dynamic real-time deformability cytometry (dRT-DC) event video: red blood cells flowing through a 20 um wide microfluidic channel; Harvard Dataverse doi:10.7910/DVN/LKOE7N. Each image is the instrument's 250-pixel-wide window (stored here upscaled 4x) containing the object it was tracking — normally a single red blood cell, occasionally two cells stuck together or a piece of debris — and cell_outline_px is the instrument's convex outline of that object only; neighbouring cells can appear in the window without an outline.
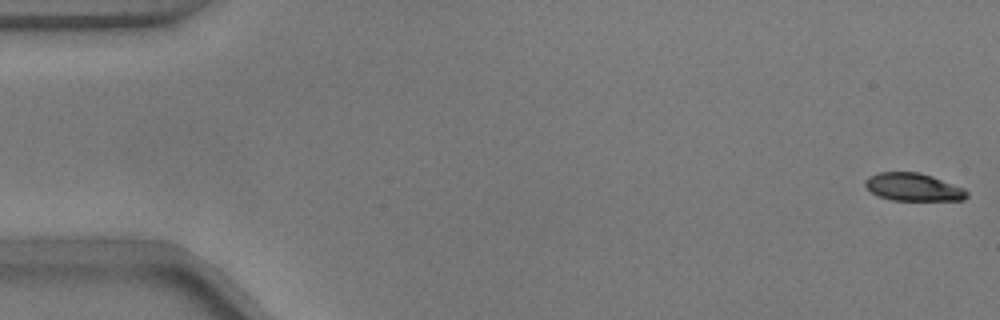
{"species": "common noctule bat (a hibernating species)", "species_latin": "Nyctalus noctula", "temperature_condition": "warm", "stored_images_in_passage": 54, "camera_frame_rate_fps": 3000, "um_per_image_px": 0.085, "animal": {"sex": "male", "body_mass_g": 17.9}, "frame": {"image": 1, "passage_image": 1, "time_ms": 0.0, "image_size_px": [1000, 320], "cell_outline_px": [[968, 196], [964, 200], [892, 200], [876, 196], [864, 184], [864, 180], [868, 176], [880, 172], [920, 172], [932, 176], [964, 188], [968, 192]], "centroid_in_image_um": [77.62, 15.9], "position_along_channel_um": 7.4, "area_um2": 16.53}}
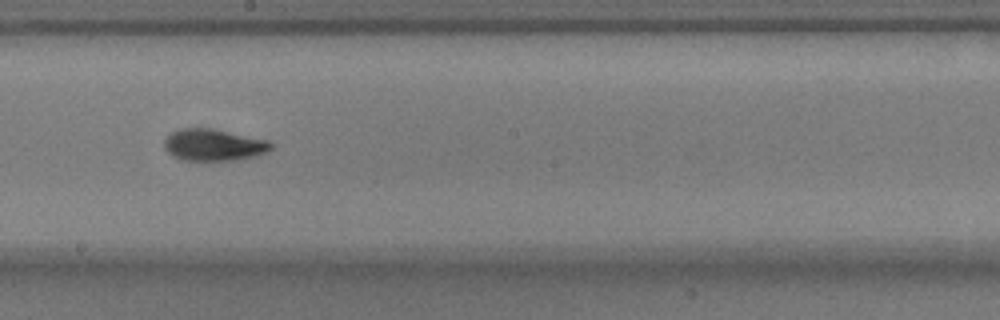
{"frame": {"image": 2, "passage_image": 30, "time_ms": 9.667, "image_size_px": [1000, 320], "cell_outline_px": [[276, 144], [272, 148], [264, 152], [252, 156], [236, 160], [180, 160], [172, 156], [164, 148], [164, 140], [172, 132], [180, 128], [212, 128], [268, 140]], "centroid_in_image_um": [18.14, 12.31], "position_along_channel_um": 230.1, "area_um2": 19.77}}
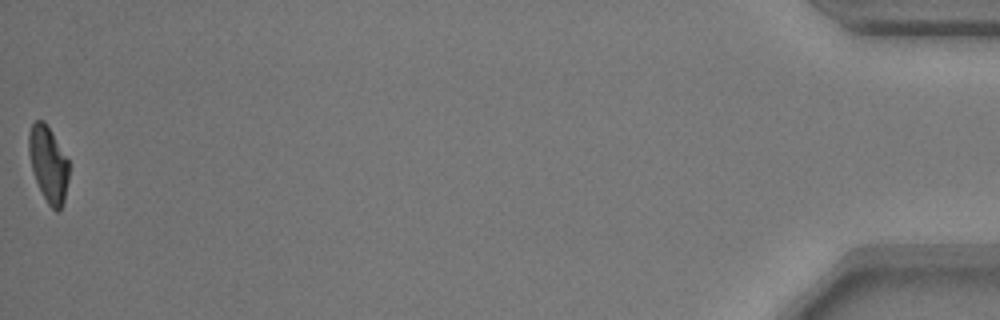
{"frame": {"image": 3, "passage_image": 54, "time_ms": 17.667, "image_size_px": [1000, 320], "cell_outline_px": [[68, 180], [64, 200], [60, 208], [56, 212], [48, 204], [36, 180], [32, 168], [28, 152], [28, 132], [32, 124], [36, 120], [44, 120], [68, 160]], "centroid_in_image_um": [4.09, 13.92], "position_along_channel_um": 431.1, "area_um2": 17.34}, "authors_computed_cell_mechanics": {"area_um2": 18.8428, "velocity_mm_per_s": 3.7438, "shape_relaxation_time_tau1_ms": 4.2734, "shape_relaxation_time_tau2_ms": 1.6547, "deformation_change_tau1": 0.1528, "deformation_change_tau2": 0.0684}}